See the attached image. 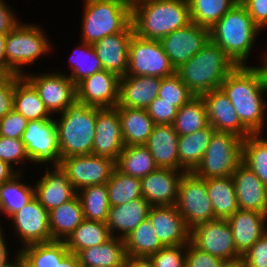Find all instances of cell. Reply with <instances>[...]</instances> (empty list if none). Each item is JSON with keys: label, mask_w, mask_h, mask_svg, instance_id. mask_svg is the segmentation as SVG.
I'll return each instance as SVG.
<instances>
[{"label": "cell", "mask_w": 267, "mask_h": 267, "mask_svg": "<svg viewBox=\"0 0 267 267\" xmlns=\"http://www.w3.org/2000/svg\"><path fill=\"white\" fill-rule=\"evenodd\" d=\"M11 75L4 66L0 65V84L4 83Z\"/></svg>", "instance_id": "03108f58"}, {"label": "cell", "mask_w": 267, "mask_h": 267, "mask_svg": "<svg viewBox=\"0 0 267 267\" xmlns=\"http://www.w3.org/2000/svg\"><path fill=\"white\" fill-rule=\"evenodd\" d=\"M124 146L118 109L96 107L92 154L116 161Z\"/></svg>", "instance_id": "ac0fdd59"}, {"label": "cell", "mask_w": 267, "mask_h": 267, "mask_svg": "<svg viewBox=\"0 0 267 267\" xmlns=\"http://www.w3.org/2000/svg\"><path fill=\"white\" fill-rule=\"evenodd\" d=\"M106 223L84 219L64 241L70 253L105 243L111 238Z\"/></svg>", "instance_id": "8d00e7d4"}, {"label": "cell", "mask_w": 267, "mask_h": 267, "mask_svg": "<svg viewBox=\"0 0 267 267\" xmlns=\"http://www.w3.org/2000/svg\"><path fill=\"white\" fill-rule=\"evenodd\" d=\"M3 232L4 231L0 232V266L5 265L10 261L8 256L9 252Z\"/></svg>", "instance_id": "94428289"}, {"label": "cell", "mask_w": 267, "mask_h": 267, "mask_svg": "<svg viewBox=\"0 0 267 267\" xmlns=\"http://www.w3.org/2000/svg\"><path fill=\"white\" fill-rule=\"evenodd\" d=\"M13 109L28 121L52 118L35 88L23 77L14 74Z\"/></svg>", "instance_id": "d6a6232c"}, {"label": "cell", "mask_w": 267, "mask_h": 267, "mask_svg": "<svg viewBox=\"0 0 267 267\" xmlns=\"http://www.w3.org/2000/svg\"><path fill=\"white\" fill-rule=\"evenodd\" d=\"M148 260L153 267H186V245L164 246Z\"/></svg>", "instance_id": "7dc6e473"}, {"label": "cell", "mask_w": 267, "mask_h": 267, "mask_svg": "<svg viewBox=\"0 0 267 267\" xmlns=\"http://www.w3.org/2000/svg\"><path fill=\"white\" fill-rule=\"evenodd\" d=\"M22 246L52 241L49 212L34 197L11 217Z\"/></svg>", "instance_id": "2e32d148"}, {"label": "cell", "mask_w": 267, "mask_h": 267, "mask_svg": "<svg viewBox=\"0 0 267 267\" xmlns=\"http://www.w3.org/2000/svg\"><path fill=\"white\" fill-rule=\"evenodd\" d=\"M56 122L61 158L92 154L96 107L75 100Z\"/></svg>", "instance_id": "5b68a950"}, {"label": "cell", "mask_w": 267, "mask_h": 267, "mask_svg": "<svg viewBox=\"0 0 267 267\" xmlns=\"http://www.w3.org/2000/svg\"><path fill=\"white\" fill-rule=\"evenodd\" d=\"M159 41L171 65L177 70L210 41V29L191 22Z\"/></svg>", "instance_id": "9a60e30c"}, {"label": "cell", "mask_w": 267, "mask_h": 267, "mask_svg": "<svg viewBox=\"0 0 267 267\" xmlns=\"http://www.w3.org/2000/svg\"><path fill=\"white\" fill-rule=\"evenodd\" d=\"M185 172L168 168H157L140 179L143 198L151 206L176 205L179 183Z\"/></svg>", "instance_id": "ffe728a7"}, {"label": "cell", "mask_w": 267, "mask_h": 267, "mask_svg": "<svg viewBox=\"0 0 267 267\" xmlns=\"http://www.w3.org/2000/svg\"><path fill=\"white\" fill-rule=\"evenodd\" d=\"M127 257L148 258L164 247L148 218L124 238Z\"/></svg>", "instance_id": "74e56055"}, {"label": "cell", "mask_w": 267, "mask_h": 267, "mask_svg": "<svg viewBox=\"0 0 267 267\" xmlns=\"http://www.w3.org/2000/svg\"><path fill=\"white\" fill-rule=\"evenodd\" d=\"M260 30L267 26V0H240Z\"/></svg>", "instance_id": "db71d44e"}, {"label": "cell", "mask_w": 267, "mask_h": 267, "mask_svg": "<svg viewBox=\"0 0 267 267\" xmlns=\"http://www.w3.org/2000/svg\"><path fill=\"white\" fill-rule=\"evenodd\" d=\"M190 242L201 251L224 261L242 257L235 247L227 219H215L197 225L190 230Z\"/></svg>", "instance_id": "4fadbf2b"}, {"label": "cell", "mask_w": 267, "mask_h": 267, "mask_svg": "<svg viewBox=\"0 0 267 267\" xmlns=\"http://www.w3.org/2000/svg\"><path fill=\"white\" fill-rule=\"evenodd\" d=\"M236 67L224 50L211 40L176 73L186 87L195 95L219 89L227 75Z\"/></svg>", "instance_id": "277c9868"}, {"label": "cell", "mask_w": 267, "mask_h": 267, "mask_svg": "<svg viewBox=\"0 0 267 267\" xmlns=\"http://www.w3.org/2000/svg\"><path fill=\"white\" fill-rule=\"evenodd\" d=\"M242 163L267 187V138L262 134H252L243 139Z\"/></svg>", "instance_id": "ee69618b"}, {"label": "cell", "mask_w": 267, "mask_h": 267, "mask_svg": "<svg viewBox=\"0 0 267 267\" xmlns=\"http://www.w3.org/2000/svg\"><path fill=\"white\" fill-rule=\"evenodd\" d=\"M194 96L176 72L171 76L161 78L158 97L162 98V101L173 103L179 109Z\"/></svg>", "instance_id": "bcb514c9"}, {"label": "cell", "mask_w": 267, "mask_h": 267, "mask_svg": "<svg viewBox=\"0 0 267 267\" xmlns=\"http://www.w3.org/2000/svg\"><path fill=\"white\" fill-rule=\"evenodd\" d=\"M75 52H77L75 55ZM69 61L71 73L67 75L77 86L82 80L103 70L100 59L96 55L92 44L82 41L79 47L71 54Z\"/></svg>", "instance_id": "f6af8a7d"}, {"label": "cell", "mask_w": 267, "mask_h": 267, "mask_svg": "<svg viewBox=\"0 0 267 267\" xmlns=\"http://www.w3.org/2000/svg\"><path fill=\"white\" fill-rule=\"evenodd\" d=\"M209 125L207 110L202 96H194L178 109L172 123L178 135H188Z\"/></svg>", "instance_id": "f35d334b"}, {"label": "cell", "mask_w": 267, "mask_h": 267, "mask_svg": "<svg viewBox=\"0 0 267 267\" xmlns=\"http://www.w3.org/2000/svg\"><path fill=\"white\" fill-rule=\"evenodd\" d=\"M83 209L84 219L106 223L110 203L105 184L92 185L77 191Z\"/></svg>", "instance_id": "60d3db41"}, {"label": "cell", "mask_w": 267, "mask_h": 267, "mask_svg": "<svg viewBox=\"0 0 267 267\" xmlns=\"http://www.w3.org/2000/svg\"><path fill=\"white\" fill-rule=\"evenodd\" d=\"M23 77L35 88L47 110L50 114L53 113L52 115L63 113L76 100V86L67 74L26 73Z\"/></svg>", "instance_id": "5bb4252c"}, {"label": "cell", "mask_w": 267, "mask_h": 267, "mask_svg": "<svg viewBox=\"0 0 267 267\" xmlns=\"http://www.w3.org/2000/svg\"><path fill=\"white\" fill-rule=\"evenodd\" d=\"M115 167L124 174L140 179L158 168L145 145L124 146Z\"/></svg>", "instance_id": "d590c367"}, {"label": "cell", "mask_w": 267, "mask_h": 267, "mask_svg": "<svg viewBox=\"0 0 267 267\" xmlns=\"http://www.w3.org/2000/svg\"><path fill=\"white\" fill-rule=\"evenodd\" d=\"M110 206L123 205L131 200L142 198L140 178L129 176L114 168L106 182Z\"/></svg>", "instance_id": "7bdbcfd3"}, {"label": "cell", "mask_w": 267, "mask_h": 267, "mask_svg": "<svg viewBox=\"0 0 267 267\" xmlns=\"http://www.w3.org/2000/svg\"><path fill=\"white\" fill-rule=\"evenodd\" d=\"M148 219L164 246L186 245L190 241V230L176 205L151 206Z\"/></svg>", "instance_id": "7402d4cb"}, {"label": "cell", "mask_w": 267, "mask_h": 267, "mask_svg": "<svg viewBox=\"0 0 267 267\" xmlns=\"http://www.w3.org/2000/svg\"><path fill=\"white\" fill-rule=\"evenodd\" d=\"M227 221L241 255L267 232V215L258 211L238 209Z\"/></svg>", "instance_id": "484cf974"}, {"label": "cell", "mask_w": 267, "mask_h": 267, "mask_svg": "<svg viewBox=\"0 0 267 267\" xmlns=\"http://www.w3.org/2000/svg\"><path fill=\"white\" fill-rule=\"evenodd\" d=\"M240 0H188L191 22L211 29Z\"/></svg>", "instance_id": "b9f144b4"}, {"label": "cell", "mask_w": 267, "mask_h": 267, "mask_svg": "<svg viewBox=\"0 0 267 267\" xmlns=\"http://www.w3.org/2000/svg\"><path fill=\"white\" fill-rule=\"evenodd\" d=\"M124 267H153L148 258L127 257Z\"/></svg>", "instance_id": "680465c9"}, {"label": "cell", "mask_w": 267, "mask_h": 267, "mask_svg": "<svg viewBox=\"0 0 267 267\" xmlns=\"http://www.w3.org/2000/svg\"><path fill=\"white\" fill-rule=\"evenodd\" d=\"M54 267H82L80 265L78 256L73 253H69L60 263H57Z\"/></svg>", "instance_id": "91938a15"}, {"label": "cell", "mask_w": 267, "mask_h": 267, "mask_svg": "<svg viewBox=\"0 0 267 267\" xmlns=\"http://www.w3.org/2000/svg\"><path fill=\"white\" fill-rule=\"evenodd\" d=\"M120 77L106 70L98 71L76 86V100L98 108L116 107Z\"/></svg>", "instance_id": "e0dca14e"}, {"label": "cell", "mask_w": 267, "mask_h": 267, "mask_svg": "<svg viewBox=\"0 0 267 267\" xmlns=\"http://www.w3.org/2000/svg\"><path fill=\"white\" fill-rule=\"evenodd\" d=\"M60 167L79 191L87 186L105 184L115 168V161L94 154L75 155L61 158Z\"/></svg>", "instance_id": "7c38bea8"}, {"label": "cell", "mask_w": 267, "mask_h": 267, "mask_svg": "<svg viewBox=\"0 0 267 267\" xmlns=\"http://www.w3.org/2000/svg\"><path fill=\"white\" fill-rule=\"evenodd\" d=\"M19 253L25 267H54L70 252L64 241H50L26 245Z\"/></svg>", "instance_id": "e575fe53"}, {"label": "cell", "mask_w": 267, "mask_h": 267, "mask_svg": "<svg viewBox=\"0 0 267 267\" xmlns=\"http://www.w3.org/2000/svg\"><path fill=\"white\" fill-rule=\"evenodd\" d=\"M116 108L121 121L124 145H144L155 125L147 110L122 106Z\"/></svg>", "instance_id": "f546056e"}, {"label": "cell", "mask_w": 267, "mask_h": 267, "mask_svg": "<svg viewBox=\"0 0 267 267\" xmlns=\"http://www.w3.org/2000/svg\"><path fill=\"white\" fill-rule=\"evenodd\" d=\"M175 72L159 40L143 39L133 34L129 44L126 75L163 78Z\"/></svg>", "instance_id": "30bf717a"}, {"label": "cell", "mask_w": 267, "mask_h": 267, "mask_svg": "<svg viewBox=\"0 0 267 267\" xmlns=\"http://www.w3.org/2000/svg\"><path fill=\"white\" fill-rule=\"evenodd\" d=\"M8 33H0V65L6 68V39Z\"/></svg>", "instance_id": "6125c7cd"}, {"label": "cell", "mask_w": 267, "mask_h": 267, "mask_svg": "<svg viewBox=\"0 0 267 267\" xmlns=\"http://www.w3.org/2000/svg\"><path fill=\"white\" fill-rule=\"evenodd\" d=\"M44 32L40 25L20 22L7 34L6 69L11 74L23 76L25 65L33 64L50 52L51 43Z\"/></svg>", "instance_id": "52a82bcc"}, {"label": "cell", "mask_w": 267, "mask_h": 267, "mask_svg": "<svg viewBox=\"0 0 267 267\" xmlns=\"http://www.w3.org/2000/svg\"><path fill=\"white\" fill-rule=\"evenodd\" d=\"M131 4H133V3H135V2H137V1H139V0H128Z\"/></svg>", "instance_id": "a7ac6f4b"}, {"label": "cell", "mask_w": 267, "mask_h": 267, "mask_svg": "<svg viewBox=\"0 0 267 267\" xmlns=\"http://www.w3.org/2000/svg\"><path fill=\"white\" fill-rule=\"evenodd\" d=\"M260 31L239 1L210 29V40L220 46L236 66H247L246 60Z\"/></svg>", "instance_id": "3957f363"}, {"label": "cell", "mask_w": 267, "mask_h": 267, "mask_svg": "<svg viewBox=\"0 0 267 267\" xmlns=\"http://www.w3.org/2000/svg\"><path fill=\"white\" fill-rule=\"evenodd\" d=\"M134 34L132 23L123 31L92 44L104 70L122 78L128 69L129 44Z\"/></svg>", "instance_id": "44dd1931"}, {"label": "cell", "mask_w": 267, "mask_h": 267, "mask_svg": "<svg viewBox=\"0 0 267 267\" xmlns=\"http://www.w3.org/2000/svg\"><path fill=\"white\" fill-rule=\"evenodd\" d=\"M46 173L34 184L35 197L49 212L53 208L73 199L77 191L67 178L61 167L50 170L46 166Z\"/></svg>", "instance_id": "cb8c5ba5"}, {"label": "cell", "mask_w": 267, "mask_h": 267, "mask_svg": "<svg viewBox=\"0 0 267 267\" xmlns=\"http://www.w3.org/2000/svg\"><path fill=\"white\" fill-rule=\"evenodd\" d=\"M242 143L235 134L215 131L193 173L202 179L232 176L242 163Z\"/></svg>", "instance_id": "ba28073f"}, {"label": "cell", "mask_w": 267, "mask_h": 267, "mask_svg": "<svg viewBox=\"0 0 267 267\" xmlns=\"http://www.w3.org/2000/svg\"><path fill=\"white\" fill-rule=\"evenodd\" d=\"M263 63L262 65L259 67L265 77V79L267 80V55H265V57H263Z\"/></svg>", "instance_id": "003e7915"}, {"label": "cell", "mask_w": 267, "mask_h": 267, "mask_svg": "<svg viewBox=\"0 0 267 267\" xmlns=\"http://www.w3.org/2000/svg\"><path fill=\"white\" fill-rule=\"evenodd\" d=\"M0 160L14 167L12 163L17 165L30 158L21 139L0 136Z\"/></svg>", "instance_id": "c3c4849f"}, {"label": "cell", "mask_w": 267, "mask_h": 267, "mask_svg": "<svg viewBox=\"0 0 267 267\" xmlns=\"http://www.w3.org/2000/svg\"><path fill=\"white\" fill-rule=\"evenodd\" d=\"M221 267H246L245 261L242 257L234 260H226Z\"/></svg>", "instance_id": "be15d7a7"}, {"label": "cell", "mask_w": 267, "mask_h": 267, "mask_svg": "<svg viewBox=\"0 0 267 267\" xmlns=\"http://www.w3.org/2000/svg\"><path fill=\"white\" fill-rule=\"evenodd\" d=\"M231 177L239 209L254 210L267 215V187L259 177L243 163Z\"/></svg>", "instance_id": "603a6c76"}, {"label": "cell", "mask_w": 267, "mask_h": 267, "mask_svg": "<svg viewBox=\"0 0 267 267\" xmlns=\"http://www.w3.org/2000/svg\"><path fill=\"white\" fill-rule=\"evenodd\" d=\"M4 0H0V33H9L21 21Z\"/></svg>", "instance_id": "9f6ffc18"}, {"label": "cell", "mask_w": 267, "mask_h": 267, "mask_svg": "<svg viewBox=\"0 0 267 267\" xmlns=\"http://www.w3.org/2000/svg\"><path fill=\"white\" fill-rule=\"evenodd\" d=\"M84 220L79 197L61 204L49 211V227L52 241H65Z\"/></svg>", "instance_id": "4dcf8cb0"}, {"label": "cell", "mask_w": 267, "mask_h": 267, "mask_svg": "<svg viewBox=\"0 0 267 267\" xmlns=\"http://www.w3.org/2000/svg\"><path fill=\"white\" fill-rule=\"evenodd\" d=\"M202 98L208 122L216 131L232 133L242 139L252 135L242 124L233 104L221 88L204 93Z\"/></svg>", "instance_id": "d6986e66"}, {"label": "cell", "mask_w": 267, "mask_h": 267, "mask_svg": "<svg viewBox=\"0 0 267 267\" xmlns=\"http://www.w3.org/2000/svg\"><path fill=\"white\" fill-rule=\"evenodd\" d=\"M246 267H267V232L243 255Z\"/></svg>", "instance_id": "f5cc1de1"}, {"label": "cell", "mask_w": 267, "mask_h": 267, "mask_svg": "<svg viewBox=\"0 0 267 267\" xmlns=\"http://www.w3.org/2000/svg\"><path fill=\"white\" fill-rule=\"evenodd\" d=\"M150 208L151 205L143 197L123 205L111 206L106 222L111 236L126 238L142 221L148 218ZM117 232L121 233L118 235Z\"/></svg>", "instance_id": "83f0119b"}, {"label": "cell", "mask_w": 267, "mask_h": 267, "mask_svg": "<svg viewBox=\"0 0 267 267\" xmlns=\"http://www.w3.org/2000/svg\"><path fill=\"white\" fill-rule=\"evenodd\" d=\"M191 23L188 0H139L132 4L134 33L160 40Z\"/></svg>", "instance_id": "7a4b0ae2"}, {"label": "cell", "mask_w": 267, "mask_h": 267, "mask_svg": "<svg viewBox=\"0 0 267 267\" xmlns=\"http://www.w3.org/2000/svg\"><path fill=\"white\" fill-rule=\"evenodd\" d=\"M220 88L233 104L242 124L252 134H261L267 110L263 99L267 80L259 66H236Z\"/></svg>", "instance_id": "6da1fadb"}, {"label": "cell", "mask_w": 267, "mask_h": 267, "mask_svg": "<svg viewBox=\"0 0 267 267\" xmlns=\"http://www.w3.org/2000/svg\"><path fill=\"white\" fill-rule=\"evenodd\" d=\"M77 256L82 267H124L127 258L124 239L113 236L103 244L81 250Z\"/></svg>", "instance_id": "f1b7e54d"}, {"label": "cell", "mask_w": 267, "mask_h": 267, "mask_svg": "<svg viewBox=\"0 0 267 267\" xmlns=\"http://www.w3.org/2000/svg\"><path fill=\"white\" fill-rule=\"evenodd\" d=\"M148 115L152 118L155 125L167 124L172 125L178 108L167 101H162V98L156 97L151 104L146 108Z\"/></svg>", "instance_id": "681fc988"}, {"label": "cell", "mask_w": 267, "mask_h": 267, "mask_svg": "<svg viewBox=\"0 0 267 267\" xmlns=\"http://www.w3.org/2000/svg\"><path fill=\"white\" fill-rule=\"evenodd\" d=\"M224 260L203 252L190 241L186 244V267H221Z\"/></svg>", "instance_id": "816d5d0a"}, {"label": "cell", "mask_w": 267, "mask_h": 267, "mask_svg": "<svg viewBox=\"0 0 267 267\" xmlns=\"http://www.w3.org/2000/svg\"><path fill=\"white\" fill-rule=\"evenodd\" d=\"M207 194L211 200L215 219H228L238 209L237 197L232 177L204 179Z\"/></svg>", "instance_id": "836d02e7"}, {"label": "cell", "mask_w": 267, "mask_h": 267, "mask_svg": "<svg viewBox=\"0 0 267 267\" xmlns=\"http://www.w3.org/2000/svg\"><path fill=\"white\" fill-rule=\"evenodd\" d=\"M21 171L22 169L20 171L19 169L14 170L13 167H11L9 164L0 160V185H2L4 182L8 181Z\"/></svg>", "instance_id": "6f0895ef"}, {"label": "cell", "mask_w": 267, "mask_h": 267, "mask_svg": "<svg viewBox=\"0 0 267 267\" xmlns=\"http://www.w3.org/2000/svg\"><path fill=\"white\" fill-rule=\"evenodd\" d=\"M215 131L209 124L195 133L178 136L179 165L186 172H193L200 164Z\"/></svg>", "instance_id": "1f68e13d"}, {"label": "cell", "mask_w": 267, "mask_h": 267, "mask_svg": "<svg viewBox=\"0 0 267 267\" xmlns=\"http://www.w3.org/2000/svg\"><path fill=\"white\" fill-rule=\"evenodd\" d=\"M161 78L125 75L119 81V100L116 106L146 109L158 97Z\"/></svg>", "instance_id": "d4e9b609"}, {"label": "cell", "mask_w": 267, "mask_h": 267, "mask_svg": "<svg viewBox=\"0 0 267 267\" xmlns=\"http://www.w3.org/2000/svg\"><path fill=\"white\" fill-rule=\"evenodd\" d=\"M178 136L172 125H154L152 133L144 145L151 153L158 168L185 171L179 165Z\"/></svg>", "instance_id": "4316f807"}, {"label": "cell", "mask_w": 267, "mask_h": 267, "mask_svg": "<svg viewBox=\"0 0 267 267\" xmlns=\"http://www.w3.org/2000/svg\"><path fill=\"white\" fill-rule=\"evenodd\" d=\"M14 102V74L0 84V119L13 109Z\"/></svg>", "instance_id": "11a10c76"}, {"label": "cell", "mask_w": 267, "mask_h": 267, "mask_svg": "<svg viewBox=\"0 0 267 267\" xmlns=\"http://www.w3.org/2000/svg\"><path fill=\"white\" fill-rule=\"evenodd\" d=\"M18 253V254H17ZM16 253L15 261L14 262H8L5 265H2L0 267H25L24 262L22 260V257L19 253V251Z\"/></svg>", "instance_id": "e7e4bbea"}, {"label": "cell", "mask_w": 267, "mask_h": 267, "mask_svg": "<svg viewBox=\"0 0 267 267\" xmlns=\"http://www.w3.org/2000/svg\"><path fill=\"white\" fill-rule=\"evenodd\" d=\"M18 172L8 181L0 185V206L2 213L10 218L35 197L34 186L21 183Z\"/></svg>", "instance_id": "ab89813d"}, {"label": "cell", "mask_w": 267, "mask_h": 267, "mask_svg": "<svg viewBox=\"0 0 267 267\" xmlns=\"http://www.w3.org/2000/svg\"><path fill=\"white\" fill-rule=\"evenodd\" d=\"M176 207L189 230L215 220L206 181L193 172H185L180 180Z\"/></svg>", "instance_id": "9c48e42d"}, {"label": "cell", "mask_w": 267, "mask_h": 267, "mask_svg": "<svg viewBox=\"0 0 267 267\" xmlns=\"http://www.w3.org/2000/svg\"><path fill=\"white\" fill-rule=\"evenodd\" d=\"M21 140L25 144L31 162L42 164L51 162L53 167L60 166L61 155L54 117L28 121Z\"/></svg>", "instance_id": "8fae6325"}, {"label": "cell", "mask_w": 267, "mask_h": 267, "mask_svg": "<svg viewBox=\"0 0 267 267\" xmlns=\"http://www.w3.org/2000/svg\"><path fill=\"white\" fill-rule=\"evenodd\" d=\"M82 41L93 44L123 32L132 23V4L128 0H84Z\"/></svg>", "instance_id": "8992f818"}, {"label": "cell", "mask_w": 267, "mask_h": 267, "mask_svg": "<svg viewBox=\"0 0 267 267\" xmlns=\"http://www.w3.org/2000/svg\"><path fill=\"white\" fill-rule=\"evenodd\" d=\"M28 120L16 110L12 109L0 119V136L21 139Z\"/></svg>", "instance_id": "f907efd6"}]
</instances>
